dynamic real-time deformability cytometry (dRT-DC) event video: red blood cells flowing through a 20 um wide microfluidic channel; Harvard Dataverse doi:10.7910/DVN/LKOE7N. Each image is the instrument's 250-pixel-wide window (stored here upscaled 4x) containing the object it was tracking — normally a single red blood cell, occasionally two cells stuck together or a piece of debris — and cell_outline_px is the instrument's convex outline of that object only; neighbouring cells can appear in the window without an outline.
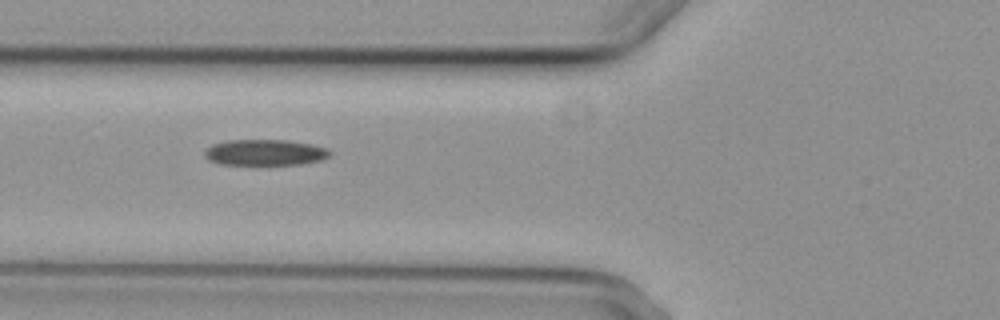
{"species": "common noctule bat (a hibernating species)", "species_latin": "Nyctalus noctula", "temperature_condition": "cold", "stored_images_in_passage": 9, "camera_frame_rate_fps": 3000, "um_per_image_px": 0.085, "animal": {"sex": "female", "body_mass_g": 29.2, "forearm_length_mm": 56.3}, "frame": {"image": 1, "passage_image": 5, "time_ms": 5.333, "image_size_px": [1000, 320], "cell_outline_px": [[332, 152], [328, 156], [320, 160], [300, 164], [220, 164], [208, 160], [204, 156], [204, 148], [212, 144], [228, 140], [288, 140], [312, 144], [328, 148]], "centroid_in_image_um": [22.49, 12.95], "position_along_channel_um": 103.3, "area_um2": 19.02}}
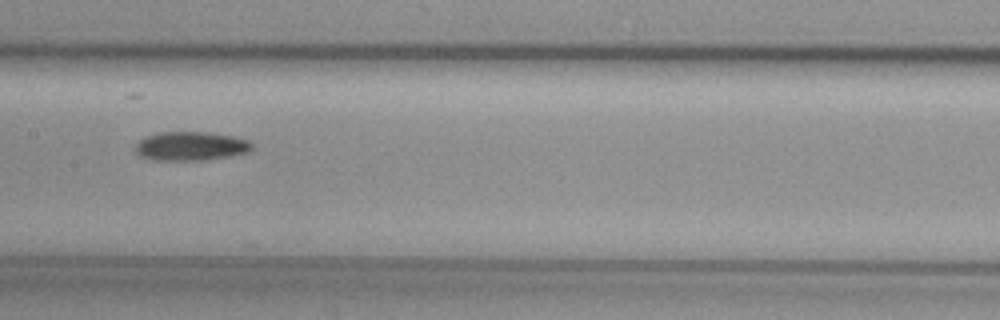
{"frame": {"image": 2, "passage_image": 7, "time_ms": 7.667, "image_size_px": [1000, 320], "cell_outline_px": [[252, 148], [248, 152], [232, 156], [200, 160], [152, 160], [140, 156], [132, 148], [144, 136], [160, 132], [208, 132], [232, 136], [248, 140], [252, 144]], "centroid_in_image_um": [16.17, 12.42], "position_along_channel_um": 191.2, "area_um2": 19.77}}